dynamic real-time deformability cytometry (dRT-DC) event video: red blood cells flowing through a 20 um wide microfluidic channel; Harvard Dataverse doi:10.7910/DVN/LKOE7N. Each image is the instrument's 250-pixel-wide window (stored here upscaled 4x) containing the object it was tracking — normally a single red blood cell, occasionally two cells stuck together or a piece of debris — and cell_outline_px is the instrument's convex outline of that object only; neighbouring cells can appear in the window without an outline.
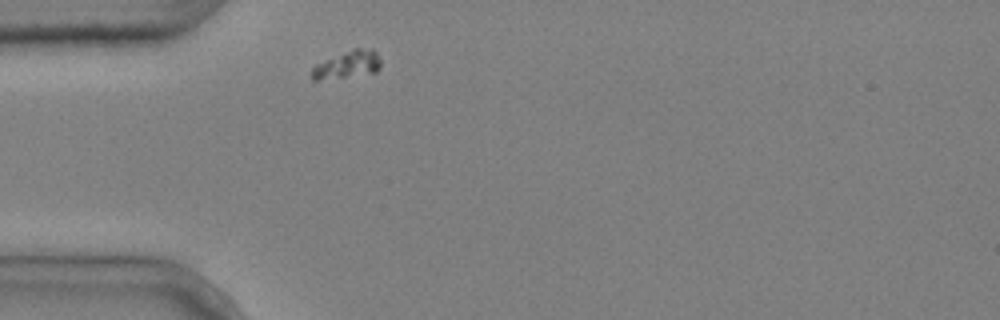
{"species": "common noctule bat (a hibernating species)", "species_latin": "Nyctalus noctula", "temperature_condition": "cold", "stored_images_in_passage": 1, "camera_frame_rate_fps": 3000, "um_per_image_px": 0.085, "animal": {"sex": "male", "body_mass_g": 20.4}, "frame": {"image": 1, "passage_image": 1, "time_ms": 0.0, "image_size_px": [1000, 320], "cell_outline_px": [[380, 68], [376, 72], [316, 80], [312, 80], [312, 68], [316, 64], [356, 48], [372, 48], [376, 52], [380, 60]], "centroid_in_image_um": [29.57, 5.48], "position_along_channel_um": 55.4, "area_um2": 10.58}}